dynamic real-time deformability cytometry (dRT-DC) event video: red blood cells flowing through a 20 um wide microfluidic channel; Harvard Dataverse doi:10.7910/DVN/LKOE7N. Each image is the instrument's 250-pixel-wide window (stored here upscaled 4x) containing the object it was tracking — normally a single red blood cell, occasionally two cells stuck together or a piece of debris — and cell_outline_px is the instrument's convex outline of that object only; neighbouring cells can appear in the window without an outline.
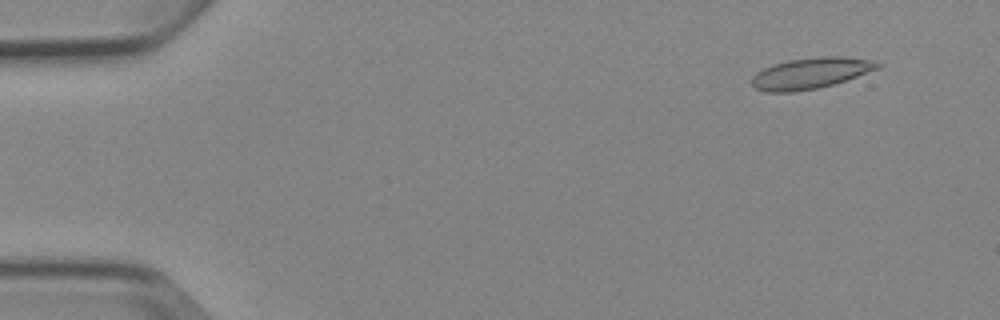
{"species": "Egyptian fruit bat (a non-hibernating species)", "species_latin": "Rousettus aegyptiacus", "temperature_condition": "cold", "stored_images_in_passage": 5, "camera_frame_rate_fps": 3000, "um_per_image_px": 0.085, "animal": {"sex": "female"}, "frame": {"image": 1, "passage_image": 2, "time_ms": 1.333, "image_size_px": [1000, 320], "cell_outline_px": [[884, 64], [880, 68], [832, 84], [816, 88], [792, 92], [764, 92], [756, 88], [752, 84], [752, 76], [756, 72], [772, 64], [788, 60], [824, 56], [840, 56], [872, 60]], "centroid_in_image_um": [68.89, 6.21], "position_along_channel_um": 16.1, "area_um2": 22.6}}
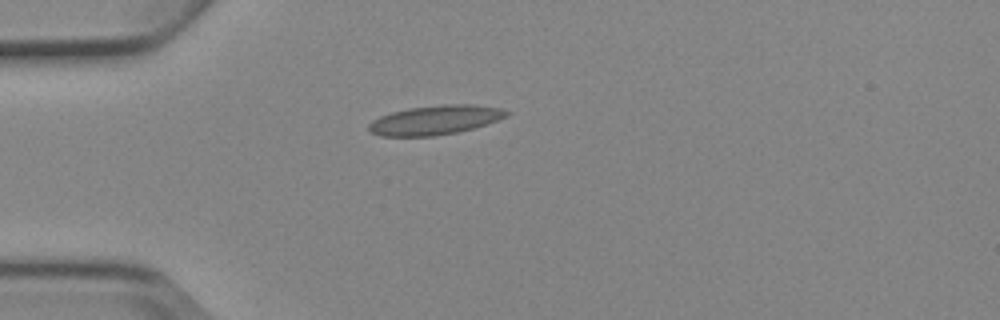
{"frame": {"image": 2, "passage_image": 4, "time_ms": 4.667, "image_size_px": [1000, 320], "cell_outline_px": [[512, 112], [508, 116], [488, 124], [456, 132], [432, 136], [380, 136], [372, 132], [368, 128], [368, 124], [372, 120], [380, 116], [392, 112], [408, 108], [444, 104], [472, 104], [500, 108]], "centroid_in_image_um": [37.01, 10.19], "position_along_channel_um": 48.0, "area_um2": 23.52}}